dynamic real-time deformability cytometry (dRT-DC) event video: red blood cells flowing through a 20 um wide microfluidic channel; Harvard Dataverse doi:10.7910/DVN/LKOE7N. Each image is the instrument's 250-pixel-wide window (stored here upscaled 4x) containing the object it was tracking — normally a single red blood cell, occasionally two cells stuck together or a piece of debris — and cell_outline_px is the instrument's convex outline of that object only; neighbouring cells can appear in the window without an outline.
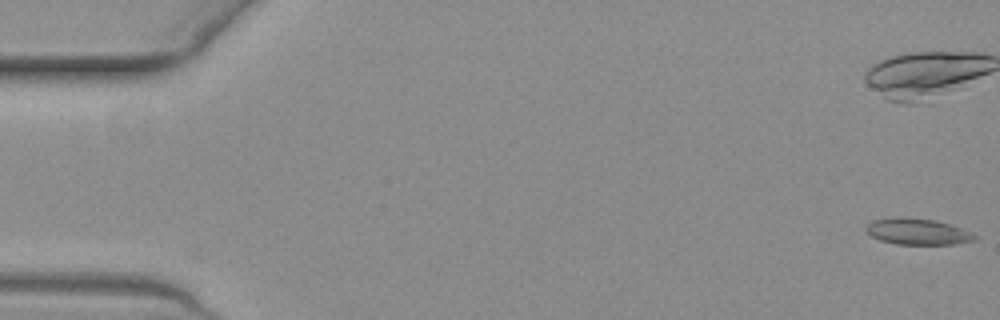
{"species": "common noctule bat (a hibernating species)", "species_latin": "Nyctalus noctula", "temperature_condition": "warm", "stored_images_in_passage": 24, "camera_frame_rate_fps": 3000, "um_per_image_px": 0.085, "animal": {"sex": "female", "body_mass_g": 19.3, "forearm_length_mm": 54.1}, "frame": {"image": 1, "passage_image": 1, "time_ms": 0.0, "image_size_px": [1000, 320], "cell_outline_px": [[976, 240], [952, 244], [896, 244], [880, 240], [864, 232], [864, 228], [872, 220], [896, 216], [936, 220], [972, 232], [976, 236]], "centroid_in_image_um": [77.93, 19.67], "position_along_channel_um": 7.1, "area_um2": 16.65}}